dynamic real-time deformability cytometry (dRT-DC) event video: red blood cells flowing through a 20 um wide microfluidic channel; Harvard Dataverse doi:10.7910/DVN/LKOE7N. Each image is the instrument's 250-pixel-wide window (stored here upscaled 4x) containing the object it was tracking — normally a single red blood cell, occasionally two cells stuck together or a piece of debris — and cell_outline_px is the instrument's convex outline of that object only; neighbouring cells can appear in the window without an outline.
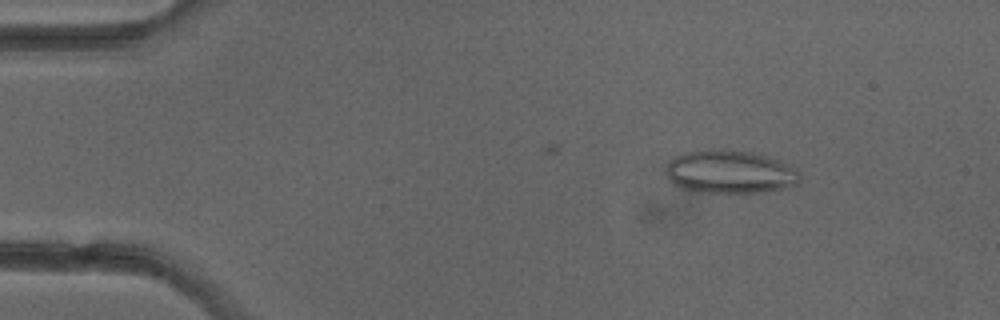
{"species": "common noctule bat (a hibernating species)", "species_latin": "Nyctalus noctula", "temperature_condition": "cold", "stored_images_in_passage": 3, "camera_frame_rate_fps": 3000, "um_per_image_px": 0.085, "animal": {"sex": "female"}, "frame": {"image": 1, "passage_image": 1, "time_ms": 0.0, "image_size_px": [1000, 320], "cell_outline_px": [[800, 180], [796, 184], [788, 188], [760, 192], [708, 192], [684, 188], [676, 184], [668, 176], [668, 164], [676, 156], [688, 152], [712, 148], [720, 148], [752, 152], [768, 156], [796, 168], [800, 172]], "centroid_in_image_um": [62.13, 14.59], "position_along_channel_um": 22.9, "area_um2": 33.35}}